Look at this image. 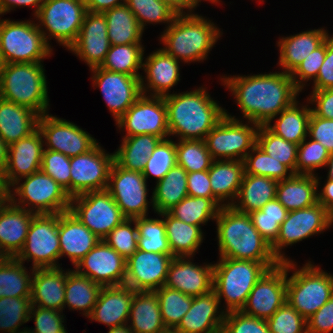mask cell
Here are the masks:
<instances>
[{"label": "cell", "instance_id": "obj_1", "mask_svg": "<svg viewBox=\"0 0 333 333\" xmlns=\"http://www.w3.org/2000/svg\"><path fill=\"white\" fill-rule=\"evenodd\" d=\"M221 84L228 89L246 121L266 125L291 106L300 94L291 75L283 71L251 75H223Z\"/></svg>", "mask_w": 333, "mask_h": 333}, {"label": "cell", "instance_id": "obj_2", "mask_svg": "<svg viewBox=\"0 0 333 333\" xmlns=\"http://www.w3.org/2000/svg\"><path fill=\"white\" fill-rule=\"evenodd\" d=\"M210 95L207 88L201 86L165 96L169 136L178 140H204L226 115L225 108Z\"/></svg>", "mask_w": 333, "mask_h": 333}, {"label": "cell", "instance_id": "obj_3", "mask_svg": "<svg viewBox=\"0 0 333 333\" xmlns=\"http://www.w3.org/2000/svg\"><path fill=\"white\" fill-rule=\"evenodd\" d=\"M215 221L220 258L280 262L273 254L271 244L254 227L249 214L232 206H222Z\"/></svg>", "mask_w": 333, "mask_h": 333}, {"label": "cell", "instance_id": "obj_4", "mask_svg": "<svg viewBox=\"0 0 333 333\" xmlns=\"http://www.w3.org/2000/svg\"><path fill=\"white\" fill-rule=\"evenodd\" d=\"M223 35L212 20L198 15H176L159 39L163 50L177 61L190 64L204 62L216 42Z\"/></svg>", "mask_w": 333, "mask_h": 333}, {"label": "cell", "instance_id": "obj_5", "mask_svg": "<svg viewBox=\"0 0 333 333\" xmlns=\"http://www.w3.org/2000/svg\"><path fill=\"white\" fill-rule=\"evenodd\" d=\"M280 263L219 257L213 264V290L220 303L224 299V311H240L256 282Z\"/></svg>", "mask_w": 333, "mask_h": 333}, {"label": "cell", "instance_id": "obj_6", "mask_svg": "<svg viewBox=\"0 0 333 333\" xmlns=\"http://www.w3.org/2000/svg\"><path fill=\"white\" fill-rule=\"evenodd\" d=\"M42 63H8L0 71V98L26 106L40 116L49 113V96Z\"/></svg>", "mask_w": 333, "mask_h": 333}, {"label": "cell", "instance_id": "obj_7", "mask_svg": "<svg viewBox=\"0 0 333 333\" xmlns=\"http://www.w3.org/2000/svg\"><path fill=\"white\" fill-rule=\"evenodd\" d=\"M295 263L287 261L286 301L307 320L333 296V274L311 261L302 267Z\"/></svg>", "mask_w": 333, "mask_h": 333}, {"label": "cell", "instance_id": "obj_8", "mask_svg": "<svg viewBox=\"0 0 333 333\" xmlns=\"http://www.w3.org/2000/svg\"><path fill=\"white\" fill-rule=\"evenodd\" d=\"M7 198L35 214L64 213L69 211L71 203L66 189L42 170L18 179L8 188Z\"/></svg>", "mask_w": 333, "mask_h": 333}, {"label": "cell", "instance_id": "obj_9", "mask_svg": "<svg viewBox=\"0 0 333 333\" xmlns=\"http://www.w3.org/2000/svg\"><path fill=\"white\" fill-rule=\"evenodd\" d=\"M36 20L14 21L0 18V58L8 63H43L53 53Z\"/></svg>", "mask_w": 333, "mask_h": 333}, {"label": "cell", "instance_id": "obj_10", "mask_svg": "<svg viewBox=\"0 0 333 333\" xmlns=\"http://www.w3.org/2000/svg\"><path fill=\"white\" fill-rule=\"evenodd\" d=\"M86 12L84 0H45L34 19L50 47L49 40L55 38L69 49L78 38Z\"/></svg>", "mask_w": 333, "mask_h": 333}, {"label": "cell", "instance_id": "obj_11", "mask_svg": "<svg viewBox=\"0 0 333 333\" xmlns=\"http://www.w3.org/2000/svg\"><path fill=\"white\" fill-rule=\"evenodd\" d=\"M227 110L225 117L207 134L204 141L214 160L243 161L257 144L259 125L235 118Z\"/></svg>", "mask_w": 333, "mask_h": 333}, {"label": "cell", "instance_id": "obj_12", "mask_svg": "<svg viewBox=\"0 0 333 333\" xmlns=\"http://www.w3.org/2000/svg\"><path fill=\"white\" fill-rule=\"evenodd\" d=\"M18 261L32 262V268L60 267L58 214H35L28 229L22 250L15 257ZM32 260V261H31Z\"/></svg>", "mask_w": 333, "mask_h": 333}, {"label": "cell", "instance_id": "obj_13", "mask_svg": "<svg viewBox=\"0 0 333 333\" xmlns=\"http://www.w3.org/2000/svg\"><path fill=\"white\" fill-rule=\"evenodd\" d=\"M331 226L332 214L320 203L305 209L289 211L280 225L277 239L271 244L272 252L281 263L292 260L282 249L321 234Z\"/></svg>", "mask_w": 333, "mask_h": 333}, {"label": "cell", "instance_id": "obj_14", "mask_svg": "<svg viewBox=\"0 0 333 333\" xmlns=\"http://www.w3.org/2000/svg\"><path fill=\"white\" fill-rule=\"evenodd\" d=\"M69 211L101 240L126 219L107 190L71 198Z\"/></svg>", "mask_w": 333, "mask_h": 333}, {"label": "cell", "instance_id": "obj_15", "mask_svg": "<svg viewBox=\"0 0 333 333\" xmlns=\"http://www.w3.org/2000/svg\"><path fill=\"white\" fill-rule=\"evenodd\" d=\"M123 137L151 134L162 140L169 138L167 108L164 97L141 95L115 122Z\"/></svg>", "mask_w": 333, "mask_h": 333}, {"label": "cell", "instance_id": "obj_16", "mask_svg": "<svg viewBox=\"0 0 333 333\" xmlns=\"http://www.w3.org/2000/svg\"><path fill=\"white\" fill-rule=\"evenodd\" d=\"M147 187L142 172L125 170L115 162L112 163L106 190L126 218L148 216V207L153 202L148 201Z\"/></svg>", "mask_w": 333, "mask_h": 333}, {"label": "cell", "instance_id": "obj_17", "mask_svg": "<svg viewBox=\"0 0 333 333\" xmlns=\"http://www.w3.org/2000/svg\"><path fill=\"white\" fill-rule=\"evenodd\" d=\"M114 153H107L97 143L84 154L70 158V197L106 190Z\"/></svg>", "mask_w": 333, "mask_h": 333}, {"label": "cell", "instance_id": "obj_18", "mask_svg": "<svg viewBox=\"0 0 333 333\" xmlns=\"http://www.w3.org/2000/svg\"><path fill=\"white\" fill-rule=\"evenodd\" d=\"M44 149L60 152L69 158L91 150L98 141L80 126L66 119L45 113L39 117Z\"/></svg>", "mask_w": 333, "mask_h": 333}, {"label": "cell", "instance_id": "obj_19", "mask_svg": "<svg viewBox=\"0 0 333 333\" xmlns=\"http://www.w3.org/2000/svg\"><path fill=\"white\" fill-rule=\"evenodd\" d=\"M286 292L287 261L268 269L261 276L240 311L267 320L286 302Z\"/></svg>", "mask_w": 333, "mask_h": 333}, {"label": "cell", "instance_id": "obj_20", "mask_svg": "<svg viewBox=\"0 0 333 333\" xmlns=\"http://www.w3.org/2000/svg\"><path fill=\"white\" fill-rule=\"evenodd\" d=\"M92 85L99 88L115 122L142 95L140 78L100 67L89 69Z\"/></svg>", "mask_w": 333, "mask_h": 333}, {"label": "cell", "instance_id": "obj_21", "mask_svg": "<svg viewBox=\"0 0 333 333\" xmlns=\"http://www.w3.org/2000/svg\"><path fill=\"white\" fill-rule=\"evenodd\" d=\"M74 269L102 287L125 284L126 260L104 240H100Z\"/></svg>", "mask_w": 333, "mask_h": 333}, {"label": "cell", "instance_id": "obj_22", "mask_svg": "<svg viewBox=\"0 0 333 333\" xmlns=\"http://www.w3.org/2000/svg\"><path fill=\"white\" fill-rule=\"evenodd\" d=\"M174 256L137 251L126 260L125 285L135 291H150L165 285L168 268Z\"/></svg>", "mask_w": 333, "mask_h": 333}, {"label": "cell", "instance_id": "obj_23", "mask_svg": "<svg viewBox=\"0 0 333 333\" xmlns=\"http://www.w3.org/2000/svg\"><path fill=\"white\" fill-rule=\"evenodd\" d=\"M110 47L106 17L87 11L78 38L68 50L92 69L101 66Z\"/></svg>", "mask_w": 333, "mask_h": 333}, {"label": "cell", "instance_id": "obj_24", "mask_svg": "<svg viewBox=\"0 0 333 333\" xmlns=\"http://www.w3.org/2000/svg\"><path fill=\"white\" fill-rule=\"evenodd\" d=\"M44 142L37 128L30 135L8 146V162L3 187L8 190L18 179L41 170Z\"/></svg>", "mask_w": 333, "mask_h": 333}, {"label": "cell", "instance_id": "obj_25", "mask_svg": "<svg viewBox=\"0 0 333 333\" xmlns=\"http://www.w3.org/2000/svg\"><path fill=\"white\" fill-rule=\"evenodd\" d=\"M179 63L162 47L154 50L145 60L143 58L142 70L146 76L140 77L142 94L157 97L170 95L173 86L181 80Z\"/></svg>", "mask_w": 333, "mask_h": 333}, {"label": "cell", "instance_id": "obj_26", "mask_svg": "<svg viewBox=\"0 0 333 333\" xmlns=\"http://www.w3.org/2000/svg\"><path fill=\"white\" fill-rule=\"evenodd\" d=\"M164 286L192 297L206 294L213 290V264L198 265L193 256L174 257Z\"/></svg>", "mask_w": 333, "mask_h": 333}, {"label": "cell", "instance_id": "obj_27", "mask_svg": "<svg viewBox=\"0 0 333 333\" xmlns=\"http://www.w3.org/2000/svg\"><path fill=\"white\" fill-rule=\"evenodd\" d=\"M221 307L214 290L195 296L175 330L178 333H221L226 316Z\"/></svg>", "mask_w": 333, "mask_h": 333}, {"label": "cell", "instance_id": "obj_28", "mask_svg": "<svg viewBox=\"0 0 333 333\" xmlns=\"http://www.w3.org/2000/svg\"><path fill=\"white\" fill-rule=\"evenodd\" d=\"M35 213L8 198L0 206V257L15 258L22 250Z\"/></svg>", "mask_w": 333, "mask_h": 333}, {"label": "cell", "instance_id": "obj_29", "mask_svg": "<svg viewBox=\"0 0 333 333\" xmlns=\"http://www.w3.org/2000/svg\"><path fill=\"white\" fill-rule=\"evenodd\" d=\"M135 292L125 284L103 286L92 313L88 317L89 320L102 323L109 328L127 324Z\"/></svg>", "mask_w": 333, "mask_h": 333}, {"label": "cell", "instance_id": "obj_30", "mask_svg": "<svg viewBox=\"0 0 333 333\" xmlns=\"http://www.w3.org/2000/svg\"><path fill=\"white\" fill-rule=\"evenodd\" d=\"M58 236L60 259L66 255L74 267L101 240L70 211L58 214Z\"/></svg>", "mask_w": 333, "mask_h": 333}, {"label": "cell", "instance_id": "obj_31", "mask_svg": "<svg viewBox=\"0 0 333 333\" xmlns=\"http://www.w3.org/2000/svg\"><path fill=\"white\" fill-rule=\"evenodd\" d=\"M35 268L31 286V305L63 312L65 283L70 269Z\"/></svg>", "mask_w": 333, "mask_h": 333}, {"label": "cell", "instance_id": "obj_32", "mask_svg": "<svg viewBox=\"0 0 333 333\" xmlns=\"http://www.w3.org/2000/svg\"><path fill=\"white\" fill-rule=\"evenodd\" d=\"M329 36L325 28L310 29L295 35L279 37V62L277 63L287 74H291L300 66L314 50L318 49Z\"/></svg>", "mask_w": 333, "mask_h": 333}, {"label": "cell", "instance_id": "obj_33", "mask_svg": "<svg viewBox=\"0 0 333 333\" xmlns=\"http://www.w3.org/2000/svg\"><path fill=\"white\" fill-rule=\"evenodd\" d=\"M40 115L26 106L0 98V137L7 146L38 128Z\"/></svg>", "mask_w": 333, "mask_h": 333}, {"label": "cell", "instance_id": "obj_34", "mask_svg": "<svg viewBox=\"0 0 333 333\" xmlns=\"http://www.w3.org/2000/svg\"><path fill=\"white\" fill-rule=\"evenodd\" d=\"M208 174L213 196L223 206H231L237 198L245 174L244 162L214 160Z\"/></svg>", "mask_w": 333, "mask_h": 333}, {"label": "cell", "instance_id": "obj_35", "mask_svg": "<svg viewBox=\"0 0 333 333\" xmlns=\"http://www.w3.org/2000/svg\"><path fill=\"white\" fill-rule=\"evenodd\" d=\"M318 182L315 175L293 174L278 181L276 199L288 210L305 209L318 203Z\"/></svg>", "mask_w": 333, "mask_h": 333}, {"label": "cell", "instance_id": "obj_36", "mask_svg": "<svg viewBox=\"0 0 333 333\" xmlns=\"http://www.w3.org/2000/svg\"><path fill=\"white\" fill-rule=\"evenodd\" d=\"M128 323L133 333H160L167 329L162 320L159 299L155 292L134 293Z\"/></svg>", "mask_w": 333, "mask_h": 333}, {"label": "cell", "instance_id": "obj_37", "mask_svg": "<svg viewBox=\"0 0 333 333\" xmlns=\"http://www.w3.org/2000/svg\"><path fill=\"white\" fill-rule=\"evenodd\" d=\"M307 103L306 105H301L296 100L291 106L281 111L278 114V116L280 115L279 117L275 116L265 126L271 132L288 142L299 145L308 137L309 120L312 110L308 100ZM275 118V123L271 125Z\"/></svg>", "mask_w": 333, "mask_h": 333}, {"label": "cell", "instance_id": "obj_38", "mask_svg": "<svg viewBox=\"0 0 333 333\" xmlns=\"http://www.w3.org/2000/svg\"><path fill=\"white\" fill-rule=\"evenodd\" d=\"M278 181L266 176L244 174L237 198L231 205L235 210L249 214L260 210L276 198Z\"/></svg>", "mask_w": 333, "mask_h": 333}, {"label": "cell", "instance_id": "obj_39", "mask_svg": "<svg viewBox=\"0 0 333 333\" xmlns=\"http://www.w3.org/2000/svg\"><path fill=\"white\" fill-rule=\"evenodd\" d=\"M171 254L174 257L193 256L203 243L204 232L201 226L185 223L168 212L161 213Z\"/></svg>", "mask_w": 333, "mask_h": 333}, {"label": "cell", "instance_id": "obj_40", "mask_svg": "<svg viewBox=\"0 0 333 333\" xmlns=\"http://www.w3.org/2000/svg\"><path fill=\"white\" fill-rule=\"evenodd\" d=\"M186 196H188L187 172L176 164L156 183L149 200L153 202L154 213L160 214L169 211Z\"/></svg>", "mask_w": 333, "mask_h": 333}, {"label": "cell", "instance_id": "obj_41", "mask_svg": "<svg viewBox=\"0 0 333 333\" xmlns=\"http://www.w3.org/2000/svg\"><path fill=\"white\" fill-rule=\"evenodd\" d=\"M161 140L151 134L123 137L114 152V162L125 170L142 172L149 155Z\"/></svg>", "mask_w": 333, "mask_h": 333}, {"label": "cell", "instance_id": "obj_42", "mask_svg": "<svg viewBox=\"0 0 333 333\" xmlns=\"http://www.w3.org/2000/svg\"><path fill=\"white\" fill-rule=\"evenodd\" d=\"M111 45L142 44L143 30L124 3L103 12Z\"/></svg>", "mask_w": 333, "mask_h": 333}, {"label": "cell", "instance_id": "obj_43", "mask_svg": "<svg viewBox=\"0 0 333 333\" xmlns=\"http://www.w3.org/2000/svg\"><path fill=\"white\" fill-rule=\"evenodd\" d=\"M102 286L93 282L87 276L71 269L65 283L64 309L79 310L85 317H89L95 306Z\"/></svg>", "mask_w": 333, "mask_h": 333}, {"label": "cell", "instance_id": "obj_44", "mask_svg": "<svg viewBox=\"0 0 333 333\" xmlns=\"http://www.w3.org/2000/svg\"><path fill=\"white\" fill-rule=\"evenodd\" d=\"M27 270L16 258L0 257V298H31L34 269Z\"/></svg>", "mask_w": 333, "mask_h": 333}, {"label": "cell", "instance_id": "obj_45", "mask_svg": "<svg viewBox=\"0 0 333 333\" xmlns=\"http://www.w3.org/2000/svg\"><path fill=\"white\" fill-rule=\"evenodd\" d=\"M222 206L216 198L186 196L167 212L185 223L202 227L215 221Z\"/></svg>", "mask_w": 333, "mask_h": 333}, {"label": "cell", "instance_id": "obj_46", "mask_svg": "<svg viewBox=\"0 0 333 333\" xmlns=\"http://www.w3.org/2000/svg\"><path fill=\"white\" fill-rule=\"evenodd\" d=\"M144 51L143 44L111 45L100 68L140 78Z\"/></svg>", "mask_w": 333, "mask_h": 333}, {"label": "cell", "instance_id": "obj_47", "mask_svg": "<svg viewBox=\"0 0 333 333\" xmlns=\"http://www.w3.org/2000/svg\"><path fill=\"white\" fill-rule=\"evenodd\" d=\"M158 215L160 219L159 217L148 218V216L133 218L138 230V249L145 252L171 254L164 220L161 219V213Z\"/></svg>", "mask_w": 333, "mask_h": 333}, {"label": "cell", "instance_id": "obj_48", "mask_svg": "<svg viewBox=\"0 0 333 333\" xmlns=\"http://www.w3.org/2000/svg\"><path fill=\"white\" fill-rule=\"evenodd\" d=\"M257 145L296 174L297 144L288 142L271 132L265 125H260L257 131Z\"/></svg>", "mask_w": 333, "mask_h": 333}, {"label": "cell", "instance_id": "obj_49", "mask_svg": "<svg viewBox=\"0 0 333 333\" xmlns=\"http://www.w3.org/2000/svg\"><path fill=\"white\" fill-rule=\"evenodd\" d=\"M159 299L161 316L167 329H175L190 309L193 297L162 286L154 291Z\"/></svg>", "mask_w": 333, "mask_h": 333}, {"label": "cell", "instance_id": "obj_50", "mask_svg": "<svg viewBox=\"0 0 333 333\" xmlns=\"http://www.w3.org/2000/svg\"><path fill=\"white\" fill-rule=\"evenodd\" d=\"M288 210L275 198L260 210L249 213L254 227L260 235L272 244L278 237L280 225L286 219Z\"/></svg>", "mask_w": 333, "mask_h": 333}, {"label": "cell", "instance_id": "obj_51", "mask_svg": "<svg viewBox=\"0 0 333 333\" xmlns=\"http://www.w3.org/2000/svg\"><path fill=\"white\" fill-rule=\"evenodd\" d=\"M245 174L266 176L276 181L288 179L294 173L280 161L269 156L257 144L243 160Z\"/></svg>", "mask_w": 333, "mask_h": 333}, {"label": "cell", "instance_id": "obj_52", "mask_svg": "<svg viewBox=\"0 0 333 333\" xmlns=\"http://www.w3.org/2000/svg\"><path fill=\"white\" fill-rule=\"evenodd\" d=\"M177 165L187 173L208 170L214 159L207 150L204 140H176Z\"/></svg>", "mask_w": 333, "mask_h": 333}, {"label": "cell", "instance_id": "obj_53", "mask_svg": "<svg viewBox=\"0 0 333 333\" xmlns=\"http://www.w3.org/2000/svg\"><path fill=\"white\" fill-rule=\"evenodd\" d=\"M125 4L133 12L143 31L147 24L165 23L166 29L177 15L160 0H126Z\"/></svg>", "mask_w": 333, "mask_h": 333}, {"label": "cell", "instance_id": "obj_54", "mask_svg": "<svg viewBox=\"0 0 333 333\" xmlns=\"http://www.w3.org/2000/svg\"><path fill=\"white\" fill-rule=\"evenodd\" d=\"M176 164V141L170 137L158 143L154 151L149 155L142 174L146 181L152 176L156 178L157 183Z\"/></svg>", "mask_w": 333, "mask_h": 333}, {"label": "cell", "instance_id": "obj_55", "mask_svg": "<svg viewBox=\"0 0 333 333\" xmlns=\"http://www.w3.org/2000/svg\"><path fill=\"white\" fill-rule=\"evenodd\" d=\"M30 298H0V330L16 333L22 324L29 322Z\"/></svg>", "mask_w": 333, "mask_h": 333}, {"label": "cell", "instance_id": "obj_56", "mask_svg": "<svg viewBox=\"0 0 333 333\" xmlns=\"http://www.w3.org/2000/svg\"><path fill=\"white\" fill-rule=\"evenodd\" d=\"M298 145L296 174L315 175V171L325 167L330 152L320 143L311 138Z\"/></svg>", "mask_w": 333, "mask_h": 333}, {"label": "cell", "instance_id": "obj_57", "mask_svg": "<svg viewBox=\"0 0 333 333\" xmlns=\"http://www.w3.org/2000/svg\"><path fill=\"white\" fill-rule=\"evenodd\" d=\"M103 240L127 260L138 249V230L135 220L126 218Z\"/></svg>", "mask_w": 333, "mask_h": 333}, {"label": "cell", "instance_id": "obj_58", "mask_svg": "<svg viewBox=\"0 0 333 333\" xmlns=\"http://www.w3.org/2000/svg\"><path fill=\"white\" fill-rule=\"evenodd\" d=\"M266 321L270 333H307V320L287 301Z\"/></svg>", "mask_w": 333, "mask_h": 333}, {"label": "cell", "instance_id": "obj_59", "mask_svg": "<svg viewBox=\"0 0 333 333\" xmlns=\"http://www.w3.org/2000/svg\"><path fill=\"white\" fill-rule=\"evenodd\" d=\"M41 170L60 184L70 196V158L60 152L44 149Z\"/></svg>", "mask_w": 333, "mask_h": 333}, {"label": "cell", "instance_id": "obj_60", "mask_svg": "<svg viewBox=\"0 0 333 333\" xmlns=\"http://www.w3.org/2000/svg\"><path fill=\"white\" fill-rule=\"evenodd\" d=\"M34 320L35 327L30 329L33 333H68L63 312L31 305L29 321Z\"/></svg>", "mask_w": 333, "mask_h": 333}, {"label": "cell", "instance_id": "obj_61", "mask_svg": "<svg viewBox=\"0 0 333 333\" xmlns=\"http://www.w3.org/2000/svg\"><path fill=\"white\" fill-rule=\"evenodd\" d=\"M221 333H270L267 321L241 311L226 312Z\"/></svg>", "mask_w": 333, "mask_h": 333}, {"label": "cell", "instance_id": "obj_62", "mask_svg": "<svg viewBox=\"0 0 333 333\" xmlns=\"http://www.w3.org/2000/svg\"><path fill=\"white\" fill-rule=\"evenodd\" d=\"M327 50L326 41L316 50H314L305 60L302 61L290 75L295 86L302 92L306 82L317 78L319 69L325 60Z\"/></svg>", "mask_w": 333, "mask_h": 333}, {"label": "cell", "instance_id": "obj_63", "mask_svg": "<svg viewBox=\"0 0 333 333\" xmlns=\"http://www.w3.org/2000/svg\"><path fill=\"white\" fill-rule=\"evenodd\" d=\"M308 137L320 142L330 153L333 152V119L320 118L312 112Z\"/></svg>", "mask_w": 333, "mask_h": 333}, {"label": "cell", "instance_id": "obj_64", "mask_svg": "<svg viewBox=\"0 0 333 333\" xmlns=\"http://www.w3.org/2000/svg\"><path fill=\"white\" fill-rule=\"evenodd\" d=\"M333 332V296L307 319V333Z\"/></svg>", "mask_w": 333, "mask_h": 333}, {"label": "cell", "instance_id": "obj_65", "mask_svg": "<svg viewBox=\"0 0 333 333\" xmlns=\"http://www.w3.org/2000/svg\"><path fill=\"white\" fill-rule=\"evenodd\" d=\"M311 88L312 90L333 89V34L327 37L325 60Z\"/></svg>", "mask_w": 333, "mask_h": 333}, {"label": "cell", "instance_id": "obj_66", "mask_svg": "<svg viewBox=\"0 0 333 333\" xmlns=\"http://www.w3.org/2000/svg\"><path fill=\"white\" fill-rule=\"evenodd\" d=\"M307 100L316 116L333 119V89L312 90Z\"/></svg>", "mask_w": 333, "mask_h": 333}, {"label": "cell", "instance_id": "obj_67", "mask_svg": "<svg viewBox=\"0 0 333 333\" xmlns=\"http://www.w3.org/2000/svg\"><path fill=\"white\" fill-rule=\"evenodd\" d=\"M188 196L215 198L212 193L208 170L187 173Z\"/></svg>", "mask_w": 333, "mask_h": 333}, {"label": "cell", "instance_id": "obj_68", "mask_svg": "<svg viewBox=\"0 0 333 333\" xmlns=\"http://www.w3.org/2000/svg\"><path fill=\"white\" fill-rule=\"evenodd\" d=\"M45 0H0V17L18 7H34L33 17L37 14Z\"/></svg>", "mask_w": 333, "mask_h": 333}, {"label": "cell", "instance_id": "obj_69", "mask_svg": "<svg viewBox=\"0 0 333 333\" xmlns=\"http://www.w3.org/2000/svg\"><path fill=\"white\" fill-rule=\"evenodd\" d=\"M318 182V203L323 205L333 215V180L325 179L323 188L319 190L320 180L322 177H318V173L315 174Z\"/></svg>", "mask_w": 333, "mask_h": 333}, {"label": "cell", "instance_id": "obj_70", "mask_svg": "<svg viewBox=\"0 0 333 333\" xmlns=\"http://www.w3.org/2000/svg\"><path fill=\"white\" fill-rule=\"evenodd\" d=\"M126 0H84L86 10L92 13H103L125 3Z\"/></svg>", "mask_w": 333, "mask_h": 333}, {"label": "cell", "instance_id": "obj_71", "mask_svg": "<svg viewBox=\"0 0 333 333\" xmlns=\"http://www.w3.org/2000/svg\"><path fill=\"white\" fill-rule=\"evenodd\" d=\"M160 1L166 4L177 15L190 14L193 13L194 10L196 9V7L189 0H160Z\"/></svg>", "mask_w": 333, "mask_h": 333}, {"label": "cell", "instance_id": "obj_72", "mask_svg": "<svg viewBox=\"0 0 333 333\" xmlns=\"http://www.w3.org/2000/svg\"><path fill=\"white\" fill-rule=\"evenodd\" d=\"M8 162V146L0 137V178H3Z\"/></svg>", "mask_w": 333, "mask_h": 333}, {"label": "cell", "instance_id": "obj_73", "mask_svg": "<svg viewBox=\"0 0 333 333\" xmlns=\"http://www.w3.org/2000/svg\"><path fill=\"white\" fill-rule=\"evenodd\" d=\"M108 333H133L127 324L109 328Z\"/></svg>", "mask_w": 333, "mask_h": 333}, {"label": "cell", "instance_id": "obj_74", "mask_svg": "<svg viewBox=\"0 0 333 333\" xmlns=\"http://www.w3.org/2000/svg\"><path fill=\"white\" fill-rule=\"evenodd\" d=\"M325 167H327V179L333 180V152L329 154L328 161L326 162Z\"/></svg>", "mask_w": 333, "mask_h": 333}, {"label": "cell", "instance_id": "obj_75", "mask_svg": "<svg viewBox=\"0 0 333 333\" xmlns=\"http://www.w3.org/2000/svg\"><path fill=\"white\" fill-rule=\"evenodd\" d=\"M189 1L197 8L202 0H189ZM203 1H209L211 4L215 3V5L222 2L221 0H203Z\"/></svg>", "mask_w": 333, "mask_h": 333}, {"label": "cell", "instance_id": "obj_76", "mask_svg": "<svg viewBox=\"0 0 333 333\" xmlns=\"http://www.w3.org/2000/svg\"><path fill=\"white\" fill-rule=\"evenodd\" d=\"M0 195H7V190L3 187L1 178H0Z\"/></svg>", "mask_w": 333, "mask_h": 333}, {"label": "cell", "instance_id": "obj_77", "mask_svg": "<svg viewBox=\"0 0 333 333\" xmlns=\"http://www.w3.org/2000/svg\"><path fill=\"white\" fill-rule=\"evenodd\" d=\"M16 333H33V332L30 330V328L23 327V329L17 331Z\"/></svg>", "mask_w": 333, "mask_h": 333}, {"label": "cell", "instance_id": "obj_78", "mask_svg": "<svg viewBox=\"0 0 333 333\" xmlns=\"http://www.w3.org/2000/svg\"><path fill=\"white\" fill-rule=\"evenodd\" d=\"M160 333H178L175 329H166Z\"/></svg>", "mask_w": 333, "mask_h": 333}, {"label": "cell", "instance_id": "obj_79", "mask_svg": "<svg viewBox=\"0 0 333 333\" xmlns=\"http://www.w3.org/2000/svg\"><path fill=\"white\" fill-rule=\"evenodd\" d=\"M7 199V195H0V206L3 204V202Z\"/></svg>", "mask_w": 333, "mask_h": 333}, {"label": "cell", "instance_id": "obj_80", "mask_svg": "<svg viewBox=\"0 0 333 333\" xmlns=\"http://www.w3.org/2000/svg\"><path fill=\"white\" fill-rule=\"evenodd\" d=\"M2 65H3V63H2L1 58H0V71H1Z\"/></svg>", "mask_w": 333, "mask_h": 333}]
</instances>
